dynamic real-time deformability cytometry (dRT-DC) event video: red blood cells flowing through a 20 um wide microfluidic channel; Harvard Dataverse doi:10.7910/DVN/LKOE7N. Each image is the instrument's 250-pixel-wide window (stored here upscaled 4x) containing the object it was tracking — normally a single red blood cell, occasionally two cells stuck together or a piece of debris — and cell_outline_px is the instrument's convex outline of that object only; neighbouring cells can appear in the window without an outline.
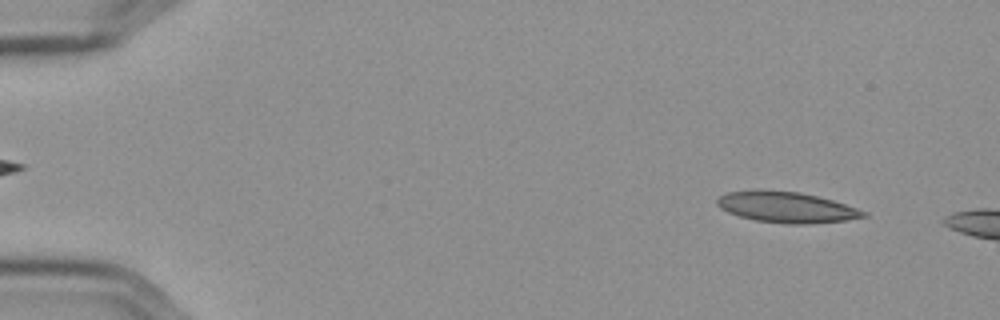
{"species": "Egyptian fruit bat (a non-hibernating species)", "species_latin": "Rousettus aegyptiacus", "temperature_condition": "cold", "stored_images_in_passage": 13, "camera_frame_rate_fps": 3000, "um_per_image_px": 0.085, "frame": {"image": 1, "passage_image": 2, "time_ms": 0.333, "image_size_px": [1000, 320], "cell_outline_px": [[868, 216], [844, 220], [808, 224], [788, 224], [756, 220], [740, 216], [728, 212], [720, 208], [716, 204], [716, 200], [720, 196], [728, 192], [800, 192], [832, 200], [868, 212]], "centroid_in_image_um": [66.89, 17.65], "position_along_channel_um": 18.1, "area_um2": 25.37}}
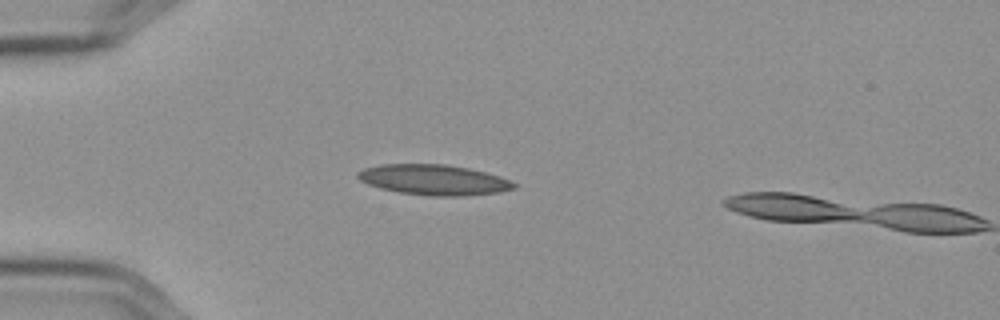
{"frame": {"image": 2, "passage_image": 12, "time_ms": 3.667, "image_size_px": [1000, 320], "cell_outline_px": [[520, 184], [516, 188], [496, 192], [464, 196], [432, 196], [400, 192], [380, 188], [368, 184], [360, 180], [356, 176], [356, 172], [364, 168], [380, 164], [444, 164], [468, 168], [500, 176]], "centroid_in_image_um": [36.88, 15.28], "position_along_channel_um": 48.1, "area_um2": 27.69}}